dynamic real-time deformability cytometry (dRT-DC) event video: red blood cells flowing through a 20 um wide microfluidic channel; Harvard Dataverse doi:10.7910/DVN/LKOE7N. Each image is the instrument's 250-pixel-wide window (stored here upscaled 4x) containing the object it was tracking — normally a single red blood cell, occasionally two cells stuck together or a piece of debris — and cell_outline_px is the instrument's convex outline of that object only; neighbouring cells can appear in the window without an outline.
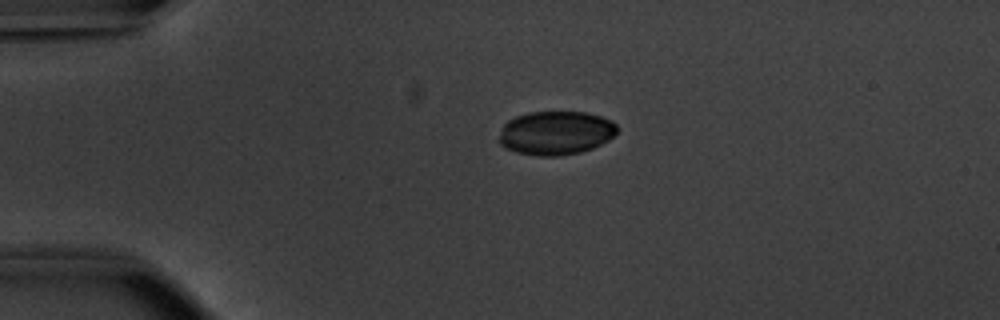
{"species": "common noctule bat (a hibernating species)", "species_latin": "Nyctalus noctula", "temperature_condition": "warm", "stored_images_in_passage": 41, "camera_frame_rate_fps": 3000, "um_per_image_px": 0.085, "animal": {"sex": "male", "body_mass_g": 20.1, "forearm_length_mm": 53.5}, "frame": {"image": 1, "passage_image": 1, "time_ms": 0.0, "image_size_px": [1000, 320], "cell_outline_px": [[616, 132], [608, 140], [592, 148], [580, 152], [560, 156], [536, 156], [516, 152], [504, 148], [500, 144], [500, 132], [504, 124], [508, 120], [516, 116], [528, 112], [584, 112], [600, 116], [612, 120], [616, 124]], "centroid_in_image_um": [47.22, 11.3], "position_along_channel_um": 37.8, "area_um2": 30.11}}